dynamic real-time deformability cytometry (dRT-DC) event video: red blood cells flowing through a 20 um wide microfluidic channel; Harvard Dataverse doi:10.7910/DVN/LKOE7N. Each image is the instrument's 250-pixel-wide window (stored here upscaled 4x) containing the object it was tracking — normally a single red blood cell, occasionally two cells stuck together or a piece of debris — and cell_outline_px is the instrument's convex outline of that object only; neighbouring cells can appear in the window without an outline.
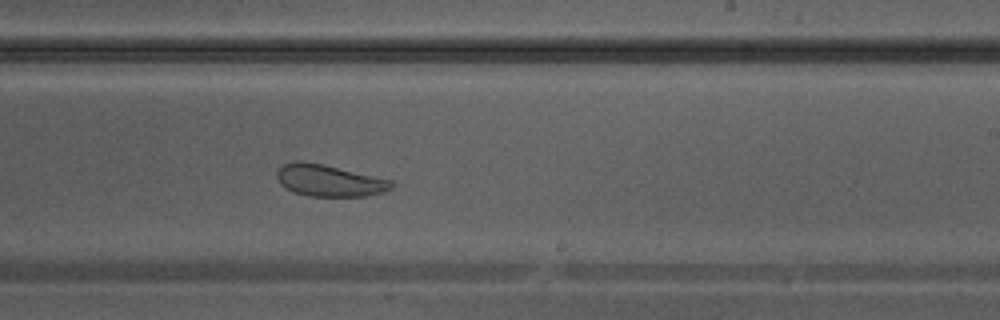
{"species": "Egyptian fruit bat (a non-hibernating species)", "species_latin": "Rousettus aegyptiacus", "temperature_condition": "warm", "stored_images_in_passage": 29, "camera_frame_rate_fps": 3000, "um_per_image_px": 0.085, "animal": {"sex": "male"}, "frame": {"image": 1, "passage_image": 13, "time_ms": 4.0, "image_size_px": [1000, 320], "cell_outline_px": [[396, 184], [392, 188], [368, 196], [308, 196], [292, 192], [280, 184], [276, 176], [276, 172], [280, 164], [296, 160], [304, 160], [324, 164], [392, 180]], "centroid_in_image_um": [27.93, 15.33], "position_along_channel_um": 261.1, "area_um2": 21.56}}